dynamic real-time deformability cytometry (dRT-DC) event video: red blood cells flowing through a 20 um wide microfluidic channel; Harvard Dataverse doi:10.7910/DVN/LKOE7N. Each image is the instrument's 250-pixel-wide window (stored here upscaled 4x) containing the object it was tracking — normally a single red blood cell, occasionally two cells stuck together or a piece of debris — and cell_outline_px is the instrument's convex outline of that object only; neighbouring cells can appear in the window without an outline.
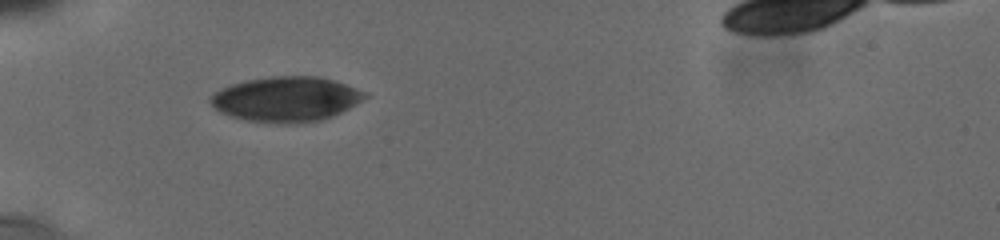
{"species": "human", "species_latin": "Homo sapiens", "temperature_condition": "cold", "stored_images_in_passage": 7, "camera_frame_rate_fps": 3000, "um_per_image_px": 0.085, "donor": {"sex": "male"}, "frame": {"image": 1, "passage_image": 1, "time_ms": 0.0, "image_size_px": [1000, 240], "cell_outline_px": [[368, 96], [348, 108], [332, 116], [320, 120], [300, 124], [280, 124], [244, 120], [220, 112], [208, 100], [216, 92], [232, 84], [248, 80], [272, 76], [312, 76], [332, 80], [368, 92]], "centroid_in_image_um": [24.33, 8.44], "position_along_channel_um": 60.7, "area_um2": 40.17}}